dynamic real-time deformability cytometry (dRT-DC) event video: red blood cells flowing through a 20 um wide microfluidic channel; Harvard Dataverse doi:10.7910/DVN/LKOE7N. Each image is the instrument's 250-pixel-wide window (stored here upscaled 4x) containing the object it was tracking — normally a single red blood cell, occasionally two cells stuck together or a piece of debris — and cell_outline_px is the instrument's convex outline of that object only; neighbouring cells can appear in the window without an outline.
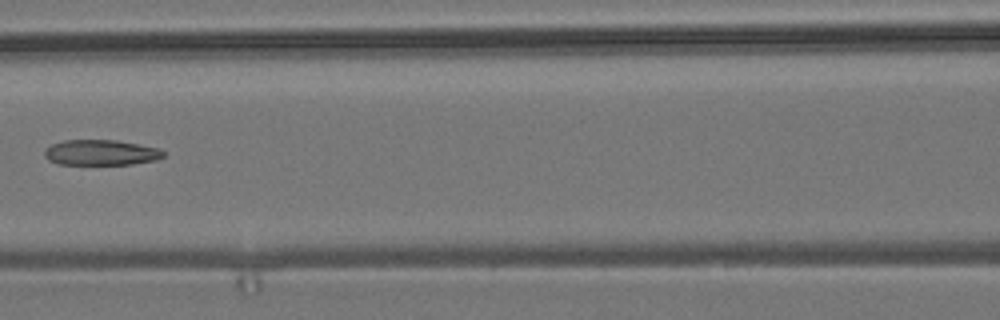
{"species": "common noctule bat (a hibernating species)", "species_latin": "Nyctalus noctula", "temperature_condition": "room temperature", "stored_images_in_passage": 5, "camera_frame_rate_fps": 3000, "um_per_image_px": 0.085, "animal": {"sex": "male", "body_mass_g": 19.2, "forearm_length_mm": 51.8}, "frame": {"image": 1, "passage_image": 4, "time_ms": 1.0, "image_size_px": [1000, 320], "cell_outline_px": [[164, 156], [156, 160], [132, 164], [56, 164], [48, 160], [44, 156], [44, 148], [52, 144], [64, 140], [116, 140], [160, 148], [164, 152]], "centroid_in_image_um": [8.55, 12.96], "position_along_channel_um": 158.0, "area_um2": 17.74}}
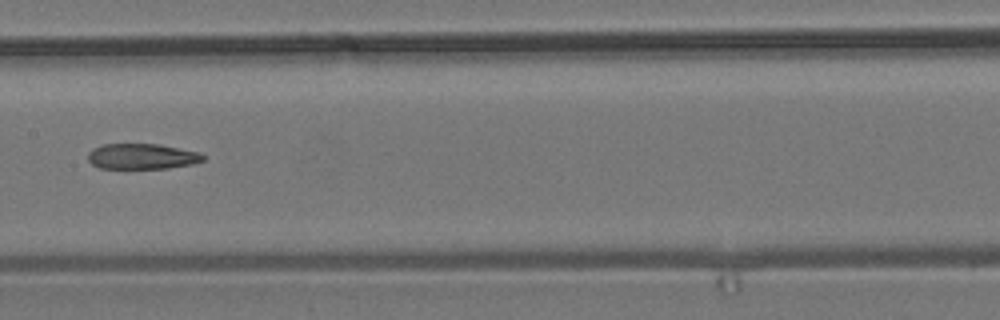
{"frame": {"image": 2, "passage_image": 5, "time_ms": 1.333, "image_size_px": [1000, 320], "cell_outline_px": [[204, 160], [192, 164], [168, 168], [100, 168], [92, 164], [88, 160], [88, 152], [92, 148], [100, 144], [160, 144], [200, 152], [204, 156]], "centroid_in_image_um": [12.05, 13.28], "position_along_channel_um": 195.3, "area_um2": 17.22}}